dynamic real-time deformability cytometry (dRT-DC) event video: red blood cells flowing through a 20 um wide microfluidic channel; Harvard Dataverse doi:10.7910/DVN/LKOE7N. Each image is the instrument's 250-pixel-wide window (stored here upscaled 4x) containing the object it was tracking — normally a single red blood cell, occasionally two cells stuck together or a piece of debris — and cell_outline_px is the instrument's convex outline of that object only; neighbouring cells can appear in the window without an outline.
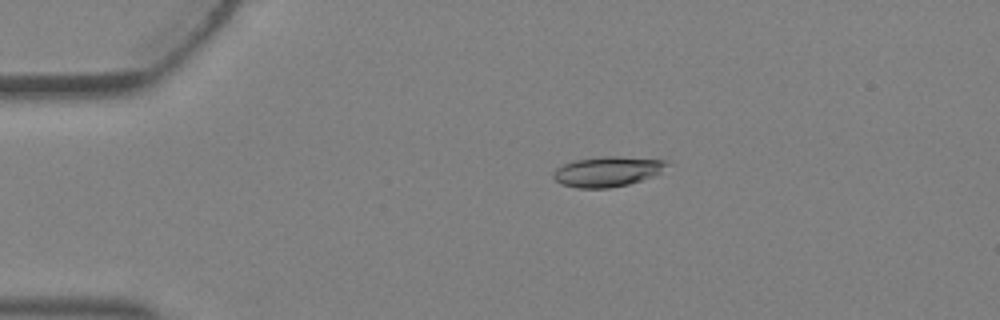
{"species": "Egyptian fruit bat (a non-hibernating species)", "species_latin": "Rousettus aegyptiacus", "temperature_condition": "warm", "stored_images_in_passage": 4, "camera_frame_rate_fps": 3000, "um_per_image_px": 0.085, "animal": {"sex": "female"}, "frame": {"image": 1, "passage_image": 3, "time_ms": 0.667, "image_size_px": [1000, 320], "cell_outline_px": [[668, 164], [660, 172], [652, 176], [628, 184], [608, 188], [576, 188], [560, 184], [552, 176], [552, 172], [556, 168], [564, 164], [576, 160], [604, 156], [616, 156], [668, 160]], "centroid_in_image_um": [51.59, 14.58], "position_along_channel_um": 33.4, "area_um2": 19.83}}